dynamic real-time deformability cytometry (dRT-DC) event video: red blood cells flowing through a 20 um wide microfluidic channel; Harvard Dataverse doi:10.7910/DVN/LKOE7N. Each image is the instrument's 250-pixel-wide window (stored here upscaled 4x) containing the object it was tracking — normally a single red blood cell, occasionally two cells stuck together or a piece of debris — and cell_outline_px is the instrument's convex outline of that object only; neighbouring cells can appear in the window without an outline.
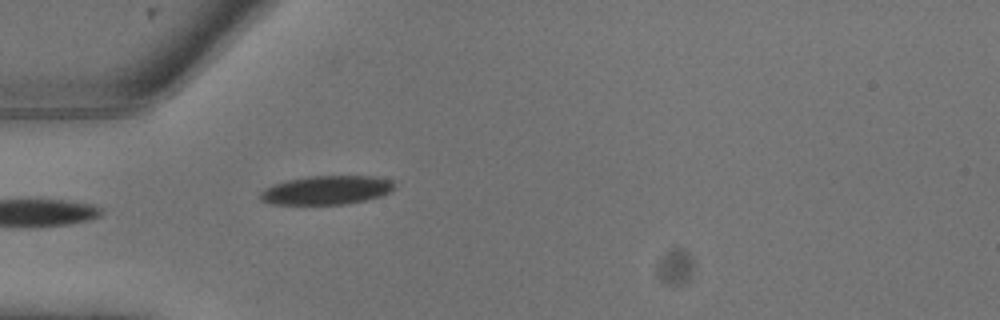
{"species": "common noctule bat (a hibernating species)", "species_latin": "Nyctalus noctula", "temperature_condition": "warm", "stored_images_in_passage": 2, "camera_frame_rate_fps": 3000, "um_per_image_px": 0.085, "animal": {"sex": "male", "body_mass_g": 13.3}, "frame": {"image": 1, "passage_image": 2, "time_ms": 0.333, "image_size_px": [1000, 320], "cell_outline_px": [[392, 192], [384, 196], [368, 200], [348, 204], [272, 204], [260, 200], [260, 192], [264, 188], [288, 180], [308, 176], [372, 176], [392, 180]], "centroid_in_image_um": [27.78, 16.17], "position_along_channel_um": 57.2, "area_um2": 22.6}}